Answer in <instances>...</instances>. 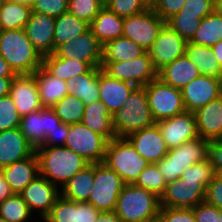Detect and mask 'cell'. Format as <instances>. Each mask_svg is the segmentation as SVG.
Segmentation results:
<instances>
[{
	"instance_id": "6da1fadb",
	"label": "cell",
	"mask_w": 222,
	"mask_h": 222,
	"mask_svg": "<svg viewBox=\"0 0 222 222\" xmlns=\"http://www.w3.org/2000/svg\"><path fill=\"white\" fill-rule=\"evenodd\" d=\"M215 175L208 158L195 163L180 178L167 183L165 191L160 197V207H195L204 201L206 187Z\"/></svg>"
},
{
	"instance_id": "7a4b0ae2",
	"label": "cell",
	"mask_w": 222,
	"mask_h": 222,
	"mask_svg": "<svg viewBox=\"0 0 222 222\" xmlns=\"http://www.w3.org/2000/svg\"><path fill=\"white\" fill-rule=\"evenodd\" d=\"M35 152L39 161V174L52 184L61 187L89 163L65 146L38 147Z\"/></svg>"
},
{
	"instance_id": "3957f363",
	"label": "cell",
	"mask_w": 222,
	"mask_h": 222,
	"mask_svg": "<svg viewBox=\"0 0 222 222\" xmlns=\"http://www.w3.org/2000/svg\"><path fill=\"white\" fill-rule=\"evenodd\" d=\"M0 55L17 75L33 74L42 57L31 44L25 29L0 30Z\"/></svg>"
},
{
	"instance_id": "277c9868",
	"label": "cell",
	"mask_w": 222,
	"mask_h": 222,
	"mask_svg": "<svg viewBox=\"0 0 222 222\" xmlns=\"http://www.w3.org/2000/svg\"><path fill=\"white\" fill-rule=\"evenodd\" d=\"M112 118L116 138H127L137 131L153 126L156 122L150 111L145 87H136L124 106Z\"/></svg>"
},
{
	"instance_id": "5b68a950",
	"label": "cell",
	"mask_w": 222,
	"mask_h": 222,
	"mask_svg": "<svg viewBox=\"0 0 222 222\" xmlns=\"http://www.w3.org/2000/svg\"><path fill=\"white\" fill-rule=\"evenodd\" d=\"M160 198L134 184H126L118 196L115 212L122 222H145L158 216Z\"/></svg>"
},
{
	"instance_id": "8992f818",
	"label": "cell",
	"mask_w": 222,
	"mask_h": 222,
	"mask_svg": "<svg viewBox=\"0 0 222 222\" xmlns=\"http://www.w3.org/2000/svg\"><path fill=\"white\" fill-rule=\"evenodd\" d=\"M208 143L209 141L199 137L170 149L166 156L156 163L165 181L167 183L175 181L195 163L207 159Z\"/></svg>"
},
{
	"instance_id": "52a82bcc",
	"label": "cell",
	"mask_w": 222,
	"mask_h": 222,
	"mask_svg": "<svg viewBox=\"0 0 222 222\" xmlns=\"http://www.w3.org/2000/svg\"><path fill=\"white\" fill-rule=\"evenodd\" d=\"M125 182L134 184L150 163L145 160L126 138H114L107 143L104 162Z\"/></svg>"
},
{
	"instance_id": "ba28073f",
	"label": "cell",
	"mask_w": 222,
	"mask_h": 222,
	"mask_svg": "<svg viewBox=\"0 0 222 222\" xmlns=\"http://www.w3.org/2000/svg\"><path fill=\"white\" fill-rule=\"evenodd\" d=\"M123 179L105 163H94V185L88 203L99 211H114Z\"/></svg>"
},
{
	"instance_id": "9c48e42d",
	"label": "cell",
	"mask_w": 222,
	"mask_h": 222,
	"mask_svg": "<svg viewBox=\"0 0 222 222\" xmlns=\"http://www.w3.org/2000/svg\"><path fill=\"white\" fill-rule=\"evenodd\" d=\"M144 87L155 122L171 118L185 111L181 90L165 84L159 78L152 80Z\"/></svg>"
},
{
	"instance_id": "30bf717a",
	"label": "cell",
	"mask_w": 222,
	"mask_h": 222,
	"mask_svg": "<svg viewBox=\"0 0 222 222\" xmlns=\"http://www.w3.org/2000/svg\"><path fill=\"white\" fill-rule=\"evenodd\" d=\"M102 70L111 78L144 87L158 78V71L153 66L148 51L141 56L121 62H102Z\"/></svg>"
},
{
	"instance_id": "8fae6325",
	"label": "cell",
	"mask_w": 222,
	"mask_h": 222,
	"mask_svg": "<svg viewBox=\"0 0 222 222\" xmlns=\"http://www.w3.org/2000/svg\"><path fill=\"white\" fill-rule=\"evenodd\" d=\"M108 141L82 123L69 125L65 147L82 156L89 164L102 163Z\"/></svg>"
},
{
	"instance_id": "7c38bea8",
	"label": "cell",
	"mask_w": 222,
	"mask_h": 222,
	"mask_svg": "<svg viewBox=\"0 0 222 222\" xmlns=\"http://www.w3.org/2000/svg\"><path fill=\"white\" fill-rule=\"evenodd\" d=\"M166 22L161 19L151 7L145 11L125 17L123 34L148 51L157 39L158 34Z\"/></svg>"
},
{
	"instance_id": "4fadbf2b",
	"label": "cell",
	"mask_w": 222,
	"mask_h": 222,
	"mask_svg": "<svg viewBox=\"0 0 222 222\" xmlns=\"http://www.w3.org/2000/svg\"><path fill=\"white\" fill-rule=\"evenodd\" d=\"M55 54L58 57L78 59L86 62L91 68L101 67L103 59V45L89 29L85 33L68 40L60 45Z\"/></svg>"
},
{
	"instance_id": "5bb4252c",
	"label": "cell",
	"mask_w": 222,
	"mask_h": 222,
	"mask_svg": "<svg viewBox=\"0 0 222 222\" xmlns=\"http://www.w3.org/2000/svg\"><path fill=\"white\" fill-rule=\"evenodd\" d=\"M156 124L169 150L199 138L195 114L191 111L185 110Z\"/></svg>"
},
{
	"instance_id": "9a60e30c",
	"label": "cell",
	"mask_w": 222,
	"mask_h": 222,
	"mask_svg": "<svg viewBox=\"0 0 222 222\" xmlns=\"http://www.w3.org/2000/svg\"><path fill=\"white\" fill-rule=\"evenodd\" d=\"M187 41L166 23L157 39L148 50L153 66L157 71L185 55Z\"/></svg>"
},
{
	"instance_id": "2e32d148",
	"label": "cell",
	"mask_w": 222,
	"mask_h": 222,
	"mask_svg": "<svg viewBox=\"0 0 222 222\" xmlns=\"http://www.w3.org/2000/svg\"><path fill=\"white\" fill-rule=\"evenodd\" d=\"M61 119L51 108H42L21 117L19 129L35 149L40 147L45 136L61 124Z\"/></svg>"
},
{
	"instance_id": "e0dca14e",
	"label": "cell",
	"mask_w": 222,
	"mask_h": 222,
	"mask_svg": "<svg viewBox=\"0 0 222 222\" xmlns=\"http://www.w3.org/2000/svg\"><path fill=\"white\" fill-rule=\"evenodd\" d=\"M31 212L39 211L42 221L49 215L55 201L60 196L58 186L38 174L20 193Z\"/></svg>"
},
{
	"instance_id": "ac0fdd59",
	"label": "cell",
	"mask_w": 222,
	"mask_h": 222,
	"mask_svg": "<svg viewBox=\"0 0 222 222\" xmlns=\"http://www.w3.org/2000/svg\"><path fill=\"white\" fill-rule=\"evenodd\" d=\"M181 93L185 110L195 112L222 95V78L200 75L188 83Z\"/></svg>"
},
{
	"instance_id": "d6986e66",
	"label": "cell",
	"mask_w": 222,
	"mask_h": 222,
	"mask_svg": "<svg viewBox=\"0 0 222 222\" xmlns=\"http://www.w3.org/2000/svg\"><path fill=\"white\" fill-rule=\"evenodd\" d=\"M54 27V17L32 12L24 28L28 39L42 58L54 54Z\"/></svg>"
},
{
	"instance_id": "ffe728a7",
	"label": "cell",
	"mask_w": 222,
	"mask_h": 222,
	"mask_svg": "<svg viewBox=\"0 0 222 222\" xmlns=\"http://www.w3.org/2000/svg\"><path fill=\"white\" fill-rule=\"evenodd\" d=\"M9 95L14 101L21 117L44 108L38 94V87L33 74L16 75L12 80Z\"/></svg>"
},
{
	"instance_id": "44dd1931",
	"label": "cell",
	"mask_w": 222,
	"mask_h": 222,
	"mask_svg": "<svg viewBox=\"0 0 222 222\" xmlns=\"http://www.w3.org/2000/svg\"><path fill=\"white\" fill-rule=\"evenodd\" d=\"M126 139L150 164H156L169 151L156 123L129 135Z\"/></svg>"
},
{
	"instance_id": "7402d4cb",
	"label": "cell",
	"mask_w": 222,
	"mask_h": 222,
	"mask_svg": "<svg viewBox=\"0 0 222 222\" xmlns=\"http://www.w3.org/2000/svg\"><path fill=\"white\" fill-rule=\"evenodd\" d=\"M98 83L99 100L107 107L112 116L124 106L126 99L136 88L132 83L111 78L102 69L98 74Z\"/></svg>"
},
{
	"instance_id": "603a6c76",
	"label": "cell",
	"mask_w": 222,
	"mask_h": 222,
	"mask_svg": "<svg viewBox=\"0 0 222 222\" xmlns=\"http://www.w3.org/2000/svg\"><path fill=\"white\" fill-rule=\"evenodd\" d=\"M35 148L25 139L19 127L0 132V169L26 159Z\"/></svg>"
},
{
	"instance_id": "cb8c5ba5",
	"label": "cell",
	"mask_w": 222,
	"mask_h": 222,
	"mask_svg": "<svg viewBox=\"0 0 222 222\" xmlns=\"http://www.w3.org/2000/svg\"><path fill=\"white\" fill-rule=\"evenodd\" d=\"M197 131L207 141L222 139V95L195 112Z\"/></svg>"
},
{
	"instance_id": "d4e9b609",
	"label": "cell",
	"mask_w": 222,
	"mask_h": 222,
	"mask_svg": "<svg viewBox=\"0 0 222 222\" xmlns=\"http://www.w3.org/2000/svg\"><path fill=\"white\" fill-rule=\"evenodd\" d=\"M1 171L13 194H20L39 174V161L36 152L26 159L2 167Z\"/></svg>"
},
{
	"instance_id": "484cf974",
	"label": "cell",
	"mask_w": 222,
	"mask_h": 222,
	"mask_svg": "<svg viewBox=\"0 0 222 222\" xmlns=\"http://www.w3.org/2000/svg\"><path fill=\"white\" fill-rule=\"evenodd\" d=\"M196 65L183 55L158 71V78L165 84L182 90L188 83L200 76Z\"/></svg>"
},
{
	"instance_id": "4316f807",
	"label": "cell",
	"mask_w": 222,
	"mask_h": 222,
	"mask_svg": "<svg viewBox=\"0 0 222 222\" xmlns=\"http://www.w3.org/2000/svg\"><path fill=\"white\" fill-rule=\"evenodd\" d=\"M33 75L35 76L38 94L44 108H52L68 94L66 89L67 81L54 77L43 66L38 68Z\"/></svg>"
},
{
	"instance_id": "83f0119b",
	"label": "cell",
	"mask_w": 222,
	"mask_h": 222,
	"mask_svg": "<svg viewBox=\"0 0 222 222\" xmlns=\"http://www.w3.org/2000/svg\"><path fill=\"white\" fill-rule=\"evenodd\" d=\"M101 67H92L87 73L76 75L67 81V93L80 98L85 106L99 101L98 74Z\"/></svg>"
},
{
	"instance_id": "f1b7e54d",
	"label": "cell",
	"mask_w": 222,
	"mask_h": 222,
	"mask_svg": "<svg viewBox=\"0 0 222 222\" xmlns=\"http://www.w3.org/2000/svg\"><path fill=\"white\" fill-rule=\"evenodd\" d=\"M81 123L108 142L116 138L112 115L100 100L85 106Z\"/></svg>"
},
{
	"instance_id": "f546056e",
	"label": "cell",
	"mask_w": 222,
	"mask_h": 222,
	"mask_svg": "<svg viewBox=\"0 0 222 222\" xmlns=\"http://www.w3.org/2000/svg\"><path fill=\"white\" fill-rule=\"evenodd\" d=\"M124 18L116 15L104 6L90 23V30L104 46L108 41L121 37L123 34Z\"/></svg>"
},
{
	"instance_id": "4dcf8cb0",
	"label": "cell",
	"mask_w": 222,
	"mask_h": 222,
	"mask_svg": "<svg viewBox=\"0 0 222 222\" xmlns=\"http://www.w3.org/2000/svg\"><path fill=\"white\" fill-rule=\"evenodd\" d=\"M93 185L94 164H89L60 188V195L75 202H88Z\"/></svg>"
},
{
	"instance_id": "1f68e13d",
	"label": "cell",
	"mask_w": 222,
	"mask_h": 222,
	"mask_svg": "<svg viewBox=\"0 0 222 222\" xmlns=\"http://www.w3.org/2000/svg\"><path fill=\"white\" fill-rule=\"evenodd\" d=\"M42 66L54 77L65 81L76 75L85 74L91 69L86 62L58 57L55 53L43 57Z\"/></svg>"
},
{
	"instance_id": "d6a6232c",
	"label": "cell",
	"mask_w": 222,
	"mask_h": 222,
	"mask_svg": "<svg viewBox=\"0 0 222 222\" xmlns=\"http://www.w3.org/2000/svg\"><path fill=\"white\" fill-rule=\"evenodd\" d=\"M185 54L196 65L201 75L222 78V67L211 47L187 42Z\"/></svg>"
},
{
	"instance_id": "836d02e7",
	"label": "cell",
	"mask_w": 222,
	"mask_h": 222,
	"mask_svg": "<svg viewBox=\"0 0 222 222\" xmlns=\"http://www.w3.org/2000/svg\"><path fill=\"white\" fill-rule=\"evenodd\" d=\"M144 50L140 45L131 39L121 36L108 41L103 46L102 62H121L135 59L142 54Z\"/></svg>"
},
{
	"instance_id": "e575fe53",
	"label": "cell",
	"mask_w": 222,
	"mask_h": 222,
	"mask_svg": "<svg viewBox=\"0 0 222 222\" xmlns=\"http://www.w3.org/2000/svg\"><path fill=\"white\" fill-rule=\"evenodd\" d=\"M90 24L70 13H64L55 18L54 53L55 50L68 40L79 36L90 28Z\"/></svg>"
},
{
	"instance_id": "d590c367",
	"label": "cell",
	"mask_w": 222,
	"mask_h": 222,
	"mask_svg": "<svg viewBox=\"0 0 222 222\" xmlns=\"http://www.w3.org/2000/svg\"><path fill=\"white\" fill-rule=\"evenodd\" d=\"M220 40H222V13L215 10L201 19L200 27L189 42L212 47Z\"/></svg>"
},
{
	"instance_id": "8d00e7d4",
	"label": "cell",
	"mask_w": 222,
	"mask_h": 222,
	"mask_svg": "<svg viewBox=\"0 0 222 222\" xmlns=\"http://www.w3.org/2000/svg\"><path fill=\"white\" fill-rule=\"evenodd\" d=\"M31 13V6L7 0L0 8V30L24 29Z\"/></svg>"
},
{
	"instance_id": "74e56055",
	"label": "cell",
	"mask_w": 222,
	"mask_h": 222,
	"mask_svg": "<svg viewBox=\"0 0 222 222\" xmlns=\"http://www.w3.org/2000/svg\"><path fill=\"white\" fill-rule=\"evenodd\" d=\"M51 109L61 119L62 123L72 125L81 123L85 111V104L80 98L67 94Z\"/></svg>"
},
{
	"instance_id": "f35d334b",
	"label": "cell",
	"mask_w": 222,
	"mask_h": 222,
	"mask_svg": "<svg viewBox=\"0 0 222 222\" xmlns=\"http://www.w3.org/2000/svg\"><path fill=\"white\" fill-rule=\"evenodd\" d=\"M31 215L29 206L20 194H13L0 203V218L8 222H27Z\"/></svg>"
},
{
	"instance_id": "ab89813d",
	"label": "cell",
	"mask_w": 222,
	"mask_h": 222,
	"mask_svg": "<svg viewBox=\"0 0 222 222\" xmlns=\"http://www.w3.org/2000/svg\"><path fill=\"white\" fill-rule=\"evenodd\" d=\"M166 24L189 42L200 27L201 18L198 14L177 13L169 18Z\"/></svg>"
},
{
	"instance_id": "60d3db41",
	"label": "cell",
	"mask_w": 222,
	"mask_h": 222,
	"mask_svg": "<svg viewBox=\"0 0 222 222\" xmlns=\"http://www.w3.org/2000/svg\"><path fill=\"white\" fill-rule=\"evenodd\" d=\"M134 185L151 191L160 198L165 191L167 182L157 165L150 164L140 173Z\"/></svg>"
},
{
	"instance_id": "b9f144b4",
	"label": "cell",
	"mask_w": 222,
	"mask_h": 222,
	"mask_svg": "<svg viewBox=\"0 0 222 222\" xmlns=\"http://www.w3.org/2000/svg\"><path fill=\"white\" fill-rule=\"evenodd\" d=\"M43 222H77V202L60 195Z\"/></svg>"
},
{
	"instance_id": "7bdbcfd3",
	"label": "cell",
	"mask_w": 222,
	"mask_h": 222,
	"mask_svg": "<svg viewBox=\"0 0 222 222\" xmlns=\"http://www.w3.org/2000/svg\"><path fill=\"white\" fill-rule=\"evenodd\" d=\"M104 6L103 0H68L67 12L90 24Z\"/></svg>"
},
{
	"instance_id": "ee69618b",
	"label": "cell",
	"mask_w": 222,
	"mask_h": 222,
	"mask_svg": "<svg viewBox=\"0 0 222 222\" xmlns=\"http://www.w3.org/2000/svg\"><path fill=\"white\" fill-rule=\"evenodd\" d=\"M105 6L120 17L139 14L150 7L147 0H106Z\"/></svg>"
},
{
	"instance_id": "f6af8a7d",
	"label": "cell",
	"mask_w": 222,
	"mask_h": 222,
	"mask_svg": "<svg viewBox=\"0 0 222 222\" xmlns=\"http://www.w3.org/2000/svg\"><path fill=\"white\" fill-rule=\"evenodd\" d=\"M21 116L10 95L0 98V132L19 127Z\"/></svg>"
},
{
	"instance_id": "bcb514c9",
	"label": "cell",
	"mask_w": 222,
	"mask_h": 222,
	"mask_svg": "<svg viewBox=\"0 0 222 222\" xmlns=\"http://www.w3.org/2000/svg\"><path fill=\"white\" fill-rule=\"evenodd\" d=\"M32 12L46 14L57 18L68 11V0H34L31 5Z\"/></svg>"
},
{
	"instance_id": "7dc6e473",
	"label": "cell",
	"mask_w": 222,
	"mask_h": 222,
	"mask_svg": "<svg viewBox=\"0 0 222 222\" xmlns=\"http://www.w3.org/2000/svg\"><path fill=\"white\" fill-rule=\"evenodd\" d=\"M157 217L160 222H196L192 208L160 207Z\"/></svg>"
},
{
	"instance_id": "c3c4849f",
	"label": "cell",
	"mask_w": 222,
	"mask_h": 222,
	"mask_svg": "<svg viewBox=\"0 0 222 222\" xmlns=\"http://www.w3.org/2000/svg\"><path fill=\"white\" fill-rule=\"evenodd\" d=\"M186 0H153L150 7L165 22L184 7Z\"/></svg>"
},
{
	"instance_id": "681fc988",
	"label": "cell",
	"mask_w": 222,
	"mask_h": 222,
	"mask_svg": "<svg viewBox=\"0 0 222 222\" xmlns=\"http://www.w3.org/2000/svg\"><path fill=\"white\" fill-rule=\"evenodd\" d=\"M215 11V0H186L184 7L178 13L198 14L203 19Z\"/></svg>"
},
{
	"instance_id": "f907efd6",
	"label": "cell",
	"mask_w": 222,
	"mask_h": 222,
	"mask_svg": "<svg viewBox=\"0 0 222 222\" xmlns=\"http://www.w3.org/2000/svg\"><path fill=\"white\" fill-rule=\"evenodd\" d=\"M204 201L222 210V178L215 175L205 190Z\"/></svg>"
},
{
	"instance_id": "816d5d0a",
	"label": "cell",
	"mask_w": 222,
	"mask_h": 222,
	"mask_svg": "<svg viewBox=\"0 0 222 222\" xmlns=\"http://www.w3.org/2000/svg\"><path fill=\"white\" fill-rule=\"evenodd\" d=\"M192 209L196 222H219L220 210L205 201Z\"/></svg>"
},
{
	"instance_id": "f5cc1de1",
	"label": "cell",
	"mask_w": 222,
	"mask_h": 222,
	"mask_svg": "<svg viewBox=\"0 0 222 222\" xmlns=\"http://www.w3.org/2000/svg\"><path fill=\"white\" fill-rule=\"evenodd\" d=\"M69 125L61 123L52 133L45 136L44 143L40 147H60L64 146L68 137Z\"/></svg>"
},
{
	"instance_id": "db71d44e",
	"label": "cell",
	"mask_w": 222,
	"mask_h": 222,
	"mask_svg": "<svg viewBox=\"0 0 222 222\" xmlns=\"http://www.w3.org/2000/svg\"><path fill=\"white\" fill-rule=\"evenodd\" d=\"M216 175L222 171V140H212L208 143V156Z\"/></svg>"
},
{
	"instance_id": "11a10c76",
	"label": "cell",
	"mask_w": 222,
	"mask_h": 222,
	"mask_svg": "<svg viewBox=\"0 0 222 222\" xmlns=\"http://www.w3.org/2000/svg\"><path fill=\"white\" fill-rule=\"evenodd\" d=\"M100 211L88 202H77V222H96Z\"/></svg>"
},
{
	"instance_id": "9f6ffc18",
	"label": "cell",
	"mask_w": 222,
	"mask_h": 222,
	"mask_svg": "<svg viewBox=\"0 0 222 222\" xmlns=\"http://www.w3.org/2000/svg\"><path fill=\"white\" fill-rule=\"evenodd\" d=\"M11 195H13V192L0 169V203Z\"/></svg>"
},
{
	"instance_id": "6f0895ef",
	"label": "cell",
	"mask_w": 222,
	"mask_h": 222,
	"mask_svg": "<svg viewBox=\"0 0 222 222\" xmlns=\"http://www.w3.org/2000/svg\"><path fill=\"white\" fill-rule=\"evenodd\" d=\"M96 222H122L115 211H100Z\"/></svg>"
},
{
	"instance_id": "680465c9",
	"label": "cell",
	"mask_w": 222,
	"mask_h": 222,
	"mask_svg": "<svg viewBox=\"0 0 222 222\" xmlns=\"http://www.w3.org/2000/svg\"><path fill=\"white\" fill-rule=\"evenodd\" d=\"M16 75L8 62L0 55V77H15Z\"/></svg>"
},
{
	"instance_id": "91938a15",
	"label": "cell",
	"mask_w": 222,
	"mask_h": 222,
	"mask_svg": "<svg viewBox=\"0 0 222 222\" xmlns=\"http://www.w3.org/2000/svg\"><path fill=\"white\" fill-rule=\"evenodd\" d=\"M14 77H0V98L9 95Z\"/></svg>"
},
{
	"instance_id": "94428289",
	"label": "cell",
	"mask_w": 222,
	"mask_h": 222,
	"mask_svg": "<svg viewBox=\"0 0 222 222\" xmlns=\"http://www.w3.org/2000/svg\"><path fill=\"white\" fill-rule=\"evenodd\" d=\"M211 48H212L213 54L218 59L222 67V40H220L217 44L213 45Z\"/></svg>"
},
{
	"instance_id": "6125c7cd",
	"label": "cell",
	"mask_w": 222,
	"mask_h": 222,
	"mask_svg": "<svg viewBox=\"0 0 222 222\" xmlns=\"http://www.w3.org/2000/svg\"><path fill=\"white\" fill-rule=\"evenodd\" d=\"M8 1L31 6L34 0H8Z\"/></svg>"
},
{
	"instance_id": "be15d7a7",
	"label": "cell",
	"mask_w": 222,
	"mask_h": 222,
	"mask_svg": "<svg viewBox=\"0 0 222 222\" xmlns=\"http://www.w3.org/2000/svg\"><path fill=\"white\" fill-rule=\"evenodd\" d=\"M215 10L222 13V0H215Z\"/></svg>"
},
{
	"instance_id": "e7e4bbea",
	"label": "cell",
	"mask_w": 222,
	"mask_h": 222,
	"mask_svg": "<svg viewBox=\"0 0 222 222\" xmlns=\"http://www.w3.org/2000/svg\"><path fill=\"white\" fill-rule=\"evenodd\" d=\"M145 222H160V221L158 220V217H156L154 219H151V220H148V221H145Z\"/></svg>"
},
{
	"instance_id": "03108f58",
	"label": "cell",
	"mask_w": 222,
	"mask_h": 222,
	"mask_svg": "<svg viewBox=\"0 0 222 222\" xmlns=\"http://www.w3.org/2000/svg\"><path fill=\"white\" fill-rule=\"evenodd\" d=\"M7 0H0V8L5 4Z\"/></svg>"
},
{
	"instance_id": "003e7915",
	"label": "cell",
	"mask_w": 222,
	"mask_h": 222,
	"mask_svg": "<svg viewBox=\"0 0 222 222\" xmlns=\"http://www.w3.org/2000/svg\"><path fill=\"white\" fill-rule=\"evenodd\" d=\"M219 222H222V210H220Z\"/></svg>"
},
{
	"instance_id": "a7ac6f4b",
	"label": "cell",
	"mask_w": 222,
	"mask_h": 222,
	"mask_svg": "<svg viewBox=\"0 0 222 222\" xmlns=\"http://www.w3.org/2000/svg\"><path fill=\"white\" fill-rule=\"evenodd\" d=\"M0 222H8V221L5 220V219L0 218Z\"/></svg>"
},
{
	"instance_id": "89a4df30",
	"label": "cell",
	"mask_w": 222,
	"mask_h": 222,
	"mask_svg": "<svg viewBox=\"0 0 222 222\" xmlns=\"http://www.w3.org/2000/svg\"><path fill=\"white\" fill-rule=\"evenodd\" d=\"M218 176H220L222 178V171L218 174Z\"/></svg>"
}]
</instances>
